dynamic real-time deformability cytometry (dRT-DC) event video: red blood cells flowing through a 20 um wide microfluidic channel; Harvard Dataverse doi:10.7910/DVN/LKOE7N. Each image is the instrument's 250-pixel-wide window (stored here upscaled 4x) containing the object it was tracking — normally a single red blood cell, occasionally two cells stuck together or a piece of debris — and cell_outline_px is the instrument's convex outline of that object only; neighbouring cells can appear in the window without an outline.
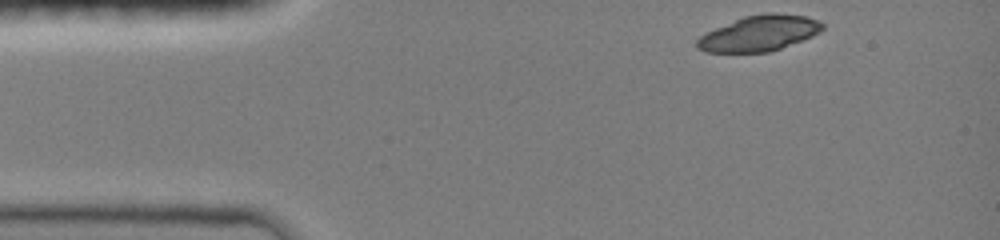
{"species": "common noctule bat (a hibernating species)", "species_latin": "Nyctalus noctula", "temperature_condition": "room temperature", "stored_images_in_passage": 17, "camera_frame_rate_fps": 3000, "um_per_image_px": 0.085, "animal": {"sex": "female", "body_mass_g": 19.0, "forearm_length_mm": 51.5}, "frame": {"image": 1, "passage_image": 1, "time_ms": 0.0, "image_size_px": [1000, 240], "cell_outline_px": [[824, 28], [820, 32], [812, 36], [780, 48], [768, 52], [708, 52], [696, 48], [696, 40], [700, 36], [716, 28], [744, 16], [764, 12], [776, 12], [804, 16], [816, 20], [824, 24]], "centroid_in_image_um": [64.54, 2.82], "position_along_channel_um": 20.5, "area_um2": 25.78}}